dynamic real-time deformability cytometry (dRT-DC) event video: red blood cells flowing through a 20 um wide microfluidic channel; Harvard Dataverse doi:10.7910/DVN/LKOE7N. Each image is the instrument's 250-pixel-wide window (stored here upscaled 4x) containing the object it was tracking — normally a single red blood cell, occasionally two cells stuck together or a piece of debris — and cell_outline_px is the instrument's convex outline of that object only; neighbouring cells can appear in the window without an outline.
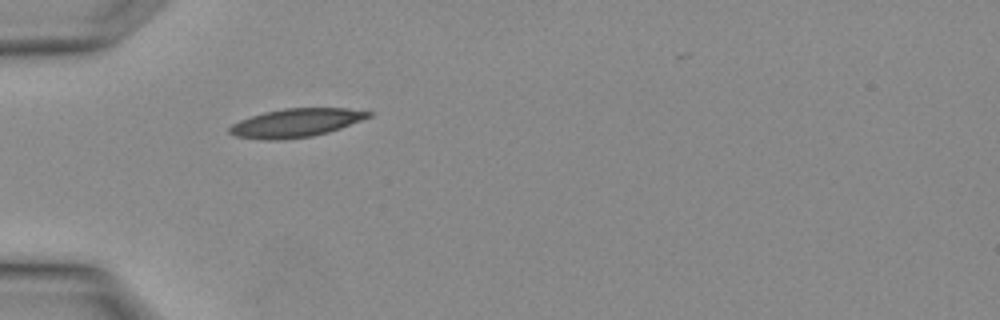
{"species": "Egyptian fruit bat (a non-hibernating species)", "species_latin": "Rousettus aegyptiacus", "temperature_condition": "warm", "stored_images_in_passage": 4, "camera_frame_rate_fps": 3000, "um_per_image_px": 0.085, "animal": {"sex": "female"}, "frame": {"image": 1, "passage_image": 3, "time_ms": 0.667, "image_size_px": [1000, 320], "cell_outline_px": [[372, 116], [340, 128], [328, 132], [312, 136], [284, 140], [260, 140], [236, 136], [228, 132], [228, 128], [232, 124], [240, 120], [264, 112], [284, 108], [344, 108], [372, 112]], "centroid_in_image_um": [25.12, 10.45], "position_along_channel_um": 59.9, "area_um2": 23.06}}
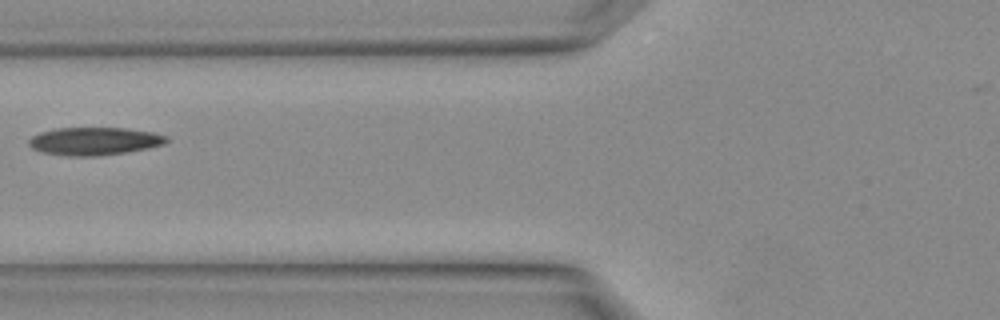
{"frame": {"image": 2, "passage_image": 4, "time_ms": 1.0, "image_size_px": [1000, 320], "cell_outline_px": [[168, 140], [164, 144], [148, 148], [124, 152], [96, 156], [68, 156], [40, 152], [32, 148], [28, 144], [28, 140], [32, 136], [40, 132], [56, 128], [124, 128], [152, 132], [168, 136]], "centroid_in_image_um": [7.99, 12.0], "position_along_channel_um": 117.8, "area_um2": 22.31}}